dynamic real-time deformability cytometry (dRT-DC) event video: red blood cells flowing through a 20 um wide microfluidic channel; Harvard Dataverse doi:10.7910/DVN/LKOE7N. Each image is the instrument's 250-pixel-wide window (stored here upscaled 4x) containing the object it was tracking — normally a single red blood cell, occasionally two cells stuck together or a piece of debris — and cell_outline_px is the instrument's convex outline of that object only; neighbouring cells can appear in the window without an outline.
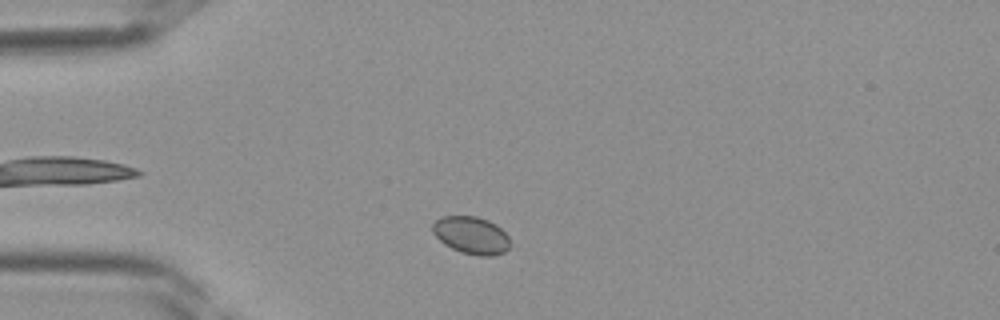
{"species": "Egyptian fruit bat (a non-hibernating species)", "species_latin": "Rousettus aegyptiacus", "temperature_condition": "room temperature", "stored_images_in_passage": 33, "camera_frame_rate_fps": 3000, "um_per_image_px": 0.085, "frame": {"image": 1, "passage_image": 3, "time_ms": 0.667, "image_size_px": [1000, 320], "cell_outline_px": [[512, 244], [504, 252], [492, 256], [476, 256], [460, 252], [444, 244], [432, 232], [432, 224], [436, 220], [444, 216], [476, 216], [488, 220], [496, 224], [508, 236]], "centroid_in_image_um": [40.08, 20.01], "position_along_channel_um": 44.9, "area_um2": 17.05}}
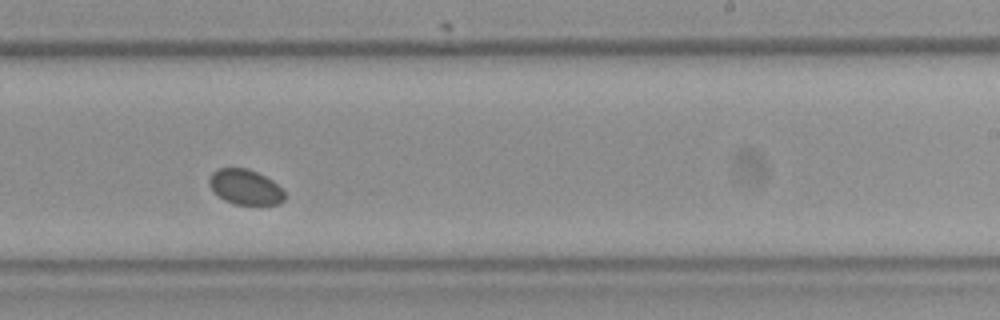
{"frame": {"image": 2, "passage_image": 18, "time_ms": 5.667, "image_size_px": [1000, 320], "cell_outline_px": [[284, 200], [280, 204], [236, 204], [224, 200], [208, 184], [208, 180], [212, 172], [220, 168], [248, 168], [272, 180], [284, 192]], "centroid_in_image_um": [20.84, 15.89], "position_along_channel_um": 268.2, "area_um2": 15.2}}
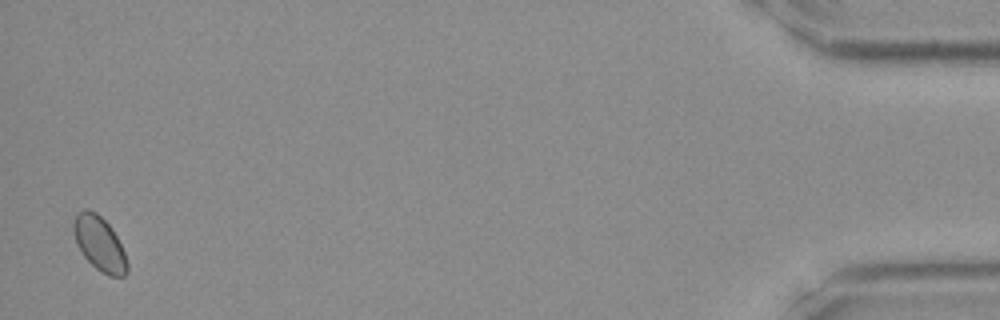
{"frame": {"image": 3, "passage_image": 33, "time_ms": 10.667, "image_size_px": [1000, 320], "cell_outline_px": [[128, 272], [124, 276], [108, 276], [100, 272], [84, 256], [76, 240], [72, 228], [72, 224], [76, 212], [84, 208], [88, 208], [96, 212], [112, 228], [124, 252], [128, 264]], "centroid_in_image_um": [8.45, 20.69], "position_along_channel_um": 426.8, "area_um2": 16.99}}